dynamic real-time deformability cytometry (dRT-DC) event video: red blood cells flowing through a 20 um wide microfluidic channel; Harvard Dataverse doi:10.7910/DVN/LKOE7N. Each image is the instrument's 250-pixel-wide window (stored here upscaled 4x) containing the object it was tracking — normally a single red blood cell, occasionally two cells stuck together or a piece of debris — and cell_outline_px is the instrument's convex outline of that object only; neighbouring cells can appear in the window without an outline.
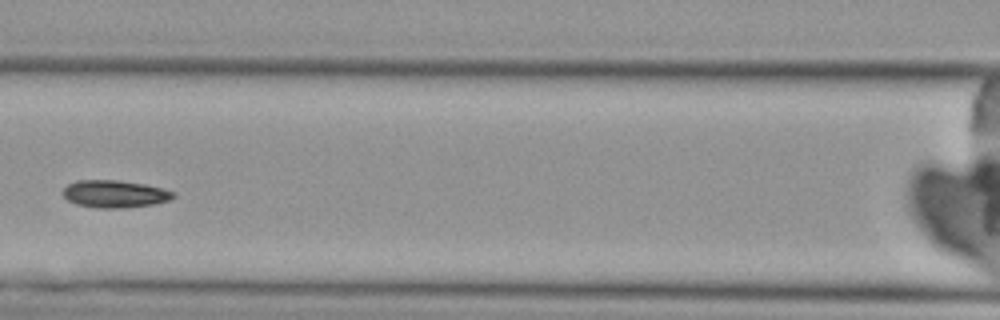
{"species": "Egyptian fruit bat (a non-hibernating species)", "species_latin": "Rousettus aegyptiacus", "temperature_condition": "cold", "stored_images_in_passage": 3, "camera_frame_rate_fps": 3000, "um_per_image_px": 0.085, "animal": {"sex": "female"}, "frame": {"image": 1, "passage_image": 3, "time_ms": 2.333, "image_size_px": [1000, 320], "cell_outline_px": [[176, 196], [168, 200], [156, 204], [124, 208], [96, 208], [76, 204], [68, 200], [60, 192], [68, 184], [76, 180], [120, 180], [144, 184], [164, 188], [176, 192]], "centroid_in_image_um": [9.76, 16.48], "position_along_channel_um": 156.8, "area_um2": 17.92}}